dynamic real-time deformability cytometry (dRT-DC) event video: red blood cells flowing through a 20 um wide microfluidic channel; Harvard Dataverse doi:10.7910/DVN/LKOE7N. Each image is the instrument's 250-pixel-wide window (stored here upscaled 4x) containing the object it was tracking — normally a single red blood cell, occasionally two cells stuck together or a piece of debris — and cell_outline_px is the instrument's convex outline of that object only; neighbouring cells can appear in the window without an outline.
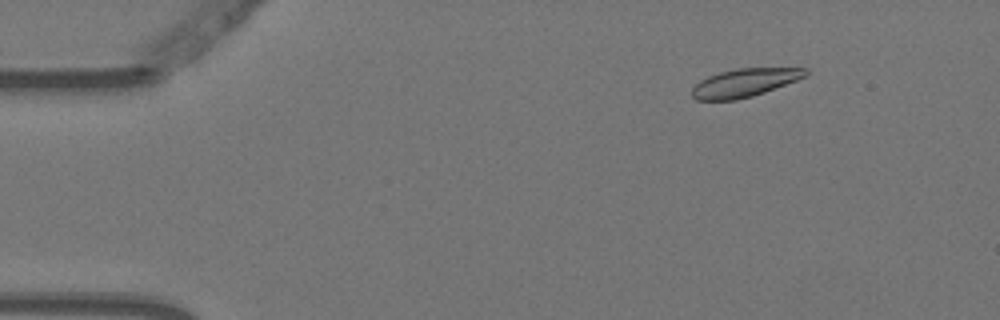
{"species": "Egyptian fruit bat (a non-hibernating species)", "species_latin": "Rousettus aegyptiacus", "temperature_condition": "warm", "stored_images_in_passage": 5, "camera_frame_rate_fps": 3000, "um_per_image_px": 0.085, "animal": {"sex": "female"}, "frame": {"image": 1, "passage_image": 2, "time_ms": 0.333, "image_size_px": [1000, 320], "cell_outline_px": [[808, 76], [764, 92], [752, 96], [736, 100], [696, 100], [692, 96], [692, 88], [700, 80], [708, 76], [720, 72], [736, 68], [808, 68]], "centroid_in_image_um": [63.29, 7.03], "position_along_channel_um": 21.7, "area_um2": 18.67}}
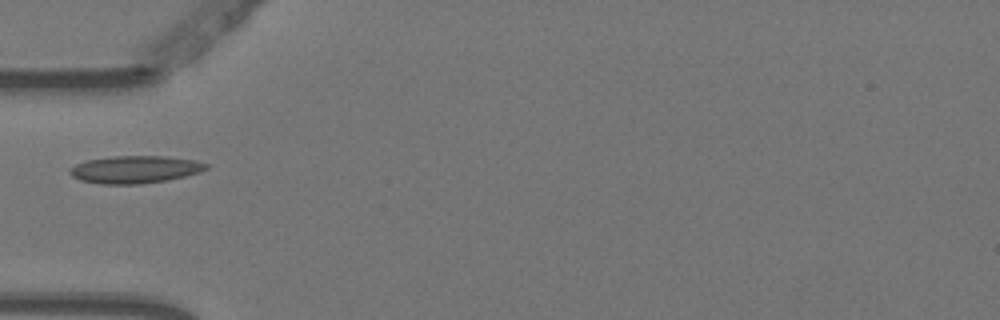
{"frame": {"image": 2, "passage_image": 5, "time_ms": 1.333, "image_size_px": [1000, 320], "cell_outline_px": [[208, 168], [200, 172], [168, 180], [140, 184], [100, 184], [80, 180], [72, 176], [68, 172], [68, 168], [76, 164], [88, 160], [112, 156], [168, 156], [196, 160], [208, 164]], "centroid_in_image_um": [11.47, 14.4], "position_along_channel_um": 73.5, "area_um2": 21.96}}